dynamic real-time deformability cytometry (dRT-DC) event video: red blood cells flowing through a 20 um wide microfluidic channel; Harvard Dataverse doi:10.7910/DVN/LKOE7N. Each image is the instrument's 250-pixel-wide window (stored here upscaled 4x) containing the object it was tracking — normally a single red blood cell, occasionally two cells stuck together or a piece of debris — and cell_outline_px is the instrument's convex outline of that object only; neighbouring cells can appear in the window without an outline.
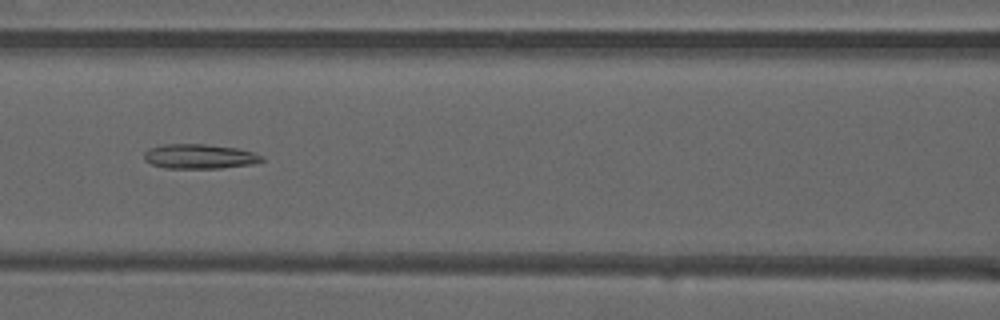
{"species": "common noctule bat (a hibernating species)", "species_latin": "Nyctalus noctula", "temperature_condition": "warm", "stored_images_in_passage": 31, "camera_frame_rate_fps": 3000, "um_per_image_px": 0.085, "animal": {"sex": "male", "forearm_length_mm": 52.5}, "frame": {"image": 1, "passage_image": 8, "time_ms": 2.333, "image_size_px": [1000, 320], "cell_outline_px": [[264, 160], [256, 164], [220, 168], [164, 168], [152, 164], [144, 160], [144, 152], [148, 148], [160, 144], [204, 144], [236, 148], [252, 152], [264, 156]], "centroid_in_image_um": [16.95, 13.29], "position_along_channel_um": 149.7, "area_um2": 17.05}}
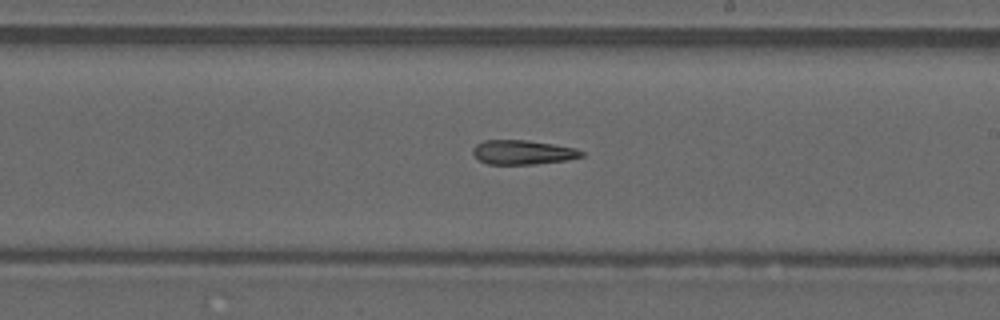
{"frame": {"image": 2, "passage_image": 15, "time_ms": 4.667, "image_size_px": [1000, 320], "cell_outline_px": [[584, 156], [564, 160], [536, 164], [488, 164], [480, 160], [472, 152], [472, 148], [476, 144], [484, 140], [528, 140], [576, 148], [584, 152]], "centroid_in_image_um": [44.43, 12.94], "position_along_channel_um": 244.6, "area_um2": 15.32}}
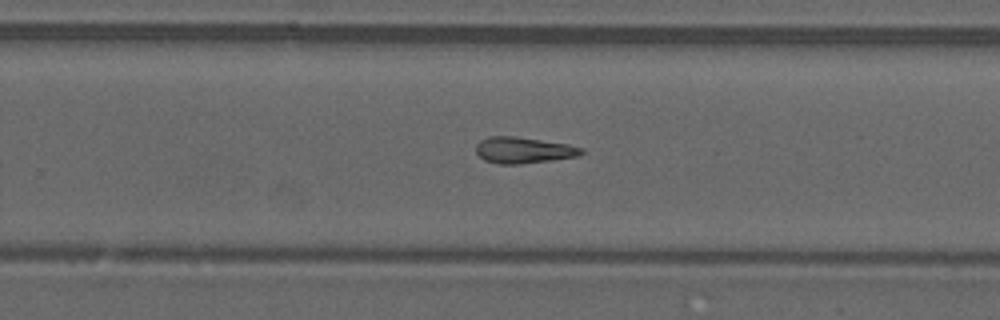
{"frame": {"image": 3, "passage_image": 18, "time_ms": 5.667, "image_size_px": [1000, 320], "cell_outline_px": [[584, 152], [580, 156], [520, 164], [500, 164], [484, 160], [476, 152], [476, 144], [480, 140], [488, 136], [516, 136], [568, 144], [584, 148]], "centroid_in_image_um": [44.5, 12.76], "position_along_channel_um": 285.3, "area_um2": 16.18}}